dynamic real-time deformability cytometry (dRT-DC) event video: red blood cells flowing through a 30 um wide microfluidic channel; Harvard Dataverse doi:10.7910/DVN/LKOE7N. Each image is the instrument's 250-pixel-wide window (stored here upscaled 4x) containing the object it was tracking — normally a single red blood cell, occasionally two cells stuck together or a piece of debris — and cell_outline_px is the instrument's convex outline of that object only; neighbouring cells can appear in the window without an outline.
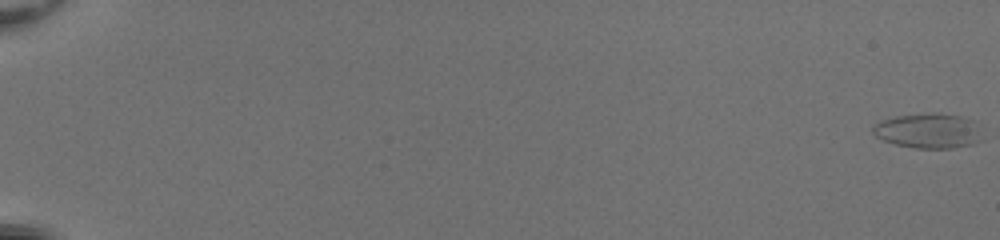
{"species": "common noctule bat (a hibernating species)", "species_latin": "Nyctalus noctula", "temperature_condition": "room temperature", "stored_images_in_passage": 54, "camera_frame_rate_fps": 3000, "um_per_image_px": 0.085, "animal": {"sex": "female", "body_mass_g": 20.0, "forearm_length_mm": 54.0}, "frame": {"image": 1, "passage_image": 1, "time_ms": 0.0, "image_size_px": [1000, 240], "cell_outline_px": [[984, 140], [972, 144], [952, 148], [916, 148], [896, 144], [884, 140], [876, 136], [872, 132], [872, 124], [880, 120], [896, 116], [932, 112], [936, 112], [960, 116], [976, 120]], "centroid_in_image_um": [78.95, 11.1], "position_along_channel_um": 6.1, "area_um2": 22.66}}
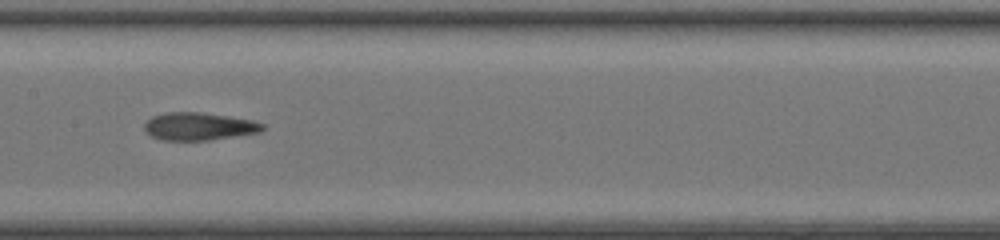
{"frame": {"image": 2, "passage_image": 31, "time_ms": 10.0, "image_size_px": [1000, 240], "cell_outline_px": [[264, 128], [260, 132], [208, 140], [160, 140], [152, 136], [144, 128], [144, 124], [152, 116], [164, 112], [200, 112], [228, 116], [252, 120], [264, 124]], "centroid_in_image_um": [16.89, 10.73], "position_along_channel_um": 190.5, "area_um2": 18.96}}
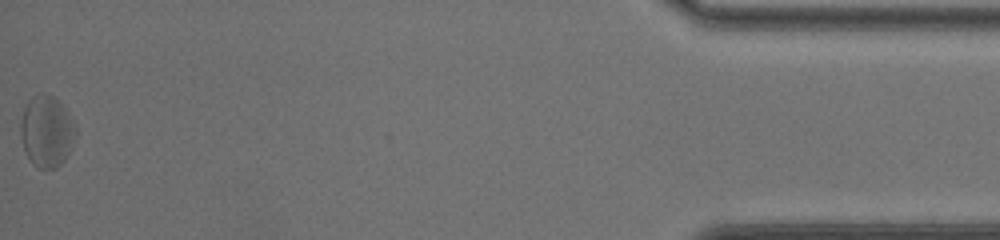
{"frame": {"image": 3, "passage_image": 54, "time_ms": 17.667, "image_size_px": [1000, 240], "cell_outline_px": [[76, 132], [68, 152], [64, 160], [56, 168], [36, 168], [32, 164], [24, 148], [20, 132], [20, 120], [24, 108], [32, 96], [40, 92], [44, 92], [52, 96], [68, 112], [76, 128]], "centroid_in_image_um": [3.94, 11.15], "position_along_channel_um": 431.3, "area_um2": 22.66}, "authors_computed_cell_mechanics": {"area_um2": 20.2878, "velocity_mm_per_s": 4.1783, "shape_relaxation_time_tau1_ms": null, "shape_relaxation_time_tau2_ms": 2.3488, "deformation_change_tau1": null, "deformation_change_tau2": 0.1226}}